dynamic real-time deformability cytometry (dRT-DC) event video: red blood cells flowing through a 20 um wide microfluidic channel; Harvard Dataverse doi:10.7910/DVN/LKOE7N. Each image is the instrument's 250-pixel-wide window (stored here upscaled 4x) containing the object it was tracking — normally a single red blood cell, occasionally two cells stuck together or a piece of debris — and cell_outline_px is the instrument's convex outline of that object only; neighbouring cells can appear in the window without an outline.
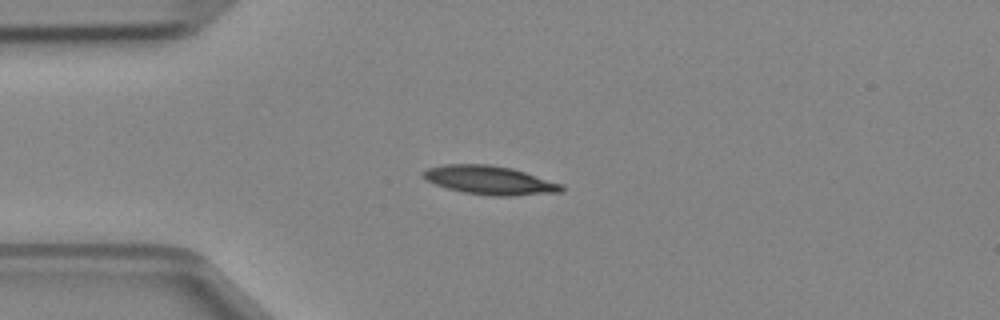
{"species": "Egyptian fruit bat (a non-hibernating species)", "species_latin": "Rousettus aegyptiacus", "temperature_condition": "cold", "stored_images_in_passage": 37, "camera_frame_rate_fps": 3000, "um_per_image_px": 0.085, "animal": {"sex": "female"}, "frame": {"image": 1, "passage_image": 1, "time_ms": 0.0, "image_size_px": [1000, 320], "cell_outline_px": [[564, 192], [512, 196], [492, 196], [464, 192], [448, 188], [436, 184], [420, 176], [420, 172], [428, 168], [444, 164], [488, 164], [512, 168], [564, 184]], "centroid_in_image_um": [41.66, 15.32], "position_along_channel_um": 43.3, "area_um2": 23.29}}
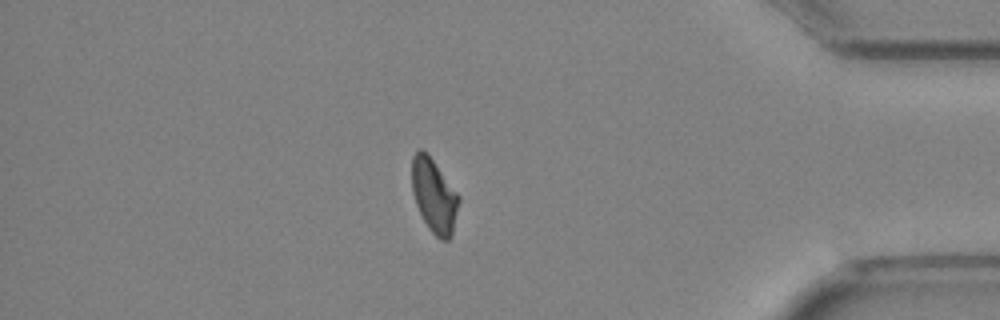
{"frame": {"image": 2, "passage_image": 30, "time_ms": 9.667, "image_size_px": [1000, 320], "cell_outline_px": [[460, 200], [452, 236], [448, 240], [440, 240], [428, 228], [416, 204], [412, 192], [412, 156], [420, 148], [432, 160], [460, 196]], "centroid_in_image_um": [36.91, 16.68], "position_along_channel_um": 398.3, "area_um2": 19.94}}
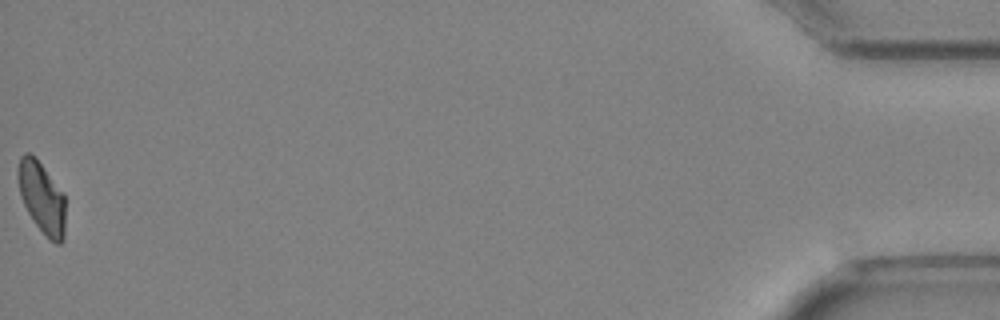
{"frame": {"image": 3, "passage_image": 37, "time_ms": 12.0, "image_size_px": [1000, 320], "cell_outline_px": [[64, 240], [60, 244], [56, 244], [48, 240], [36, 224], [28, 212], [20, 196], [16, 176], [16, 168], [20, 156], [24, 152], [28, 152], [36, 156], [64, 192]], "centroid_in_image_um": [3.53, 16.74], "position_along_channel_um": 431.7, "area_um2": 20.29}}